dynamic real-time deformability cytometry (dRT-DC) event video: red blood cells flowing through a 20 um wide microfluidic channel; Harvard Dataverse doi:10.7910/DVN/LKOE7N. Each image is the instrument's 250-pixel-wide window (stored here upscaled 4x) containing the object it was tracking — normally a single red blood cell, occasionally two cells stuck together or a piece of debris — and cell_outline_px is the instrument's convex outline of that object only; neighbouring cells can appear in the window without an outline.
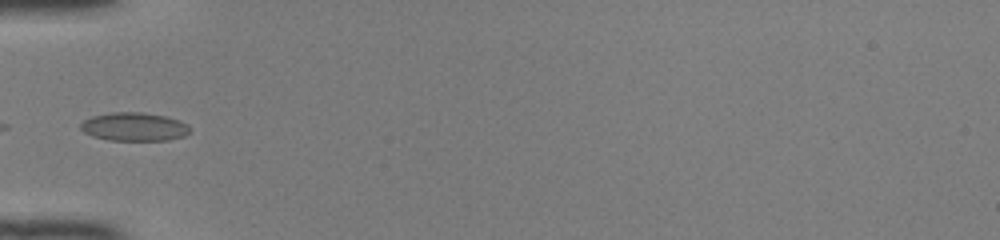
{"species": "common noctule bat (a hibernating species)", "species_latin": "Nyctalus noctula", "temperature_condition": "room temperature", "stored_images_in_passage": 31, "camera_frame_rate_fps": 3000, "um_per_image_px": 0.085, "animal": {"sex": "female", "body_mass_g": 22.0, "forearm_length_mm": 56.7}, "frame": {"image": 1, "passage_image": 1, "time_ms": 0.0, "image_size_px": [1000, 240], "cell_outline_px": [[188, 132], [184, 136], [168, 140], [108, 140], [92, 136], [84, 132], [80, 128], [80, 124], [84, 120], [92, 116], [112, 112], [144, 112], [164, 116], [180, 120], [188, 124]], "centroid_in_image_um": [11.38, 10.77], "position_along_channel_um": 73.6, "area_um2": 18.09}, "authors_computed_cell_mechanics": {"area_um2": 16.8776, "velocity_mm_per_s": 4.1543, "shape_relaxation_time_tau1_ms": 4.959, "shape_relaxation_time_tau2_ms": null, "deformation_change_tau1": 0.134, "deformation_change_tau2": null}}